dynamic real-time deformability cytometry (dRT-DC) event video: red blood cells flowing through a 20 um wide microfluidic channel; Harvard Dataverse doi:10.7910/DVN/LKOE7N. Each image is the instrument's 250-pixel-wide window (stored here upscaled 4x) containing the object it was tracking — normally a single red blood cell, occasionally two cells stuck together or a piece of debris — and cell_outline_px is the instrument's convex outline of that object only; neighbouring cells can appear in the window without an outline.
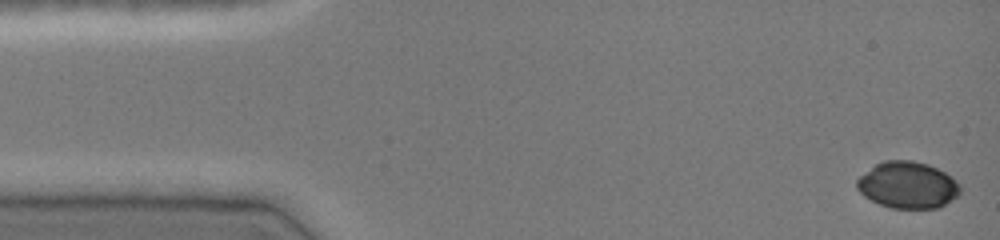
{"species": "common noctule bat (a hibernating species)", "species_latin": "Nyctalus noctula", "temperature_condition": "cold", "stored_images_in_passage": 44, "camera_frame_rate_fps": 3000, "um_per_image_px": 0.085, "animal": {"sex": "female", "body_mass_g": 19.0, "forearm_length_mm": 51.5}, "frame": {"image": 1, "passage_image": 1, "time_ms": 0.0, "image_size_px": [1000, 240], "cell_outline_px": [[960, 192], [956, 196], [940, 208], [892, 208], [880, 204], [864, 196], [856, 188], [856, 180], [860, 176], [876, 164], [884, 160], [912, 160], [928, 164], [944, 172], [956, 180], [960, 184]], "centroid_in_image_um": [77.15, 15.72], "position_along_channel_um": 7.9, "area_um2": 27.98}}
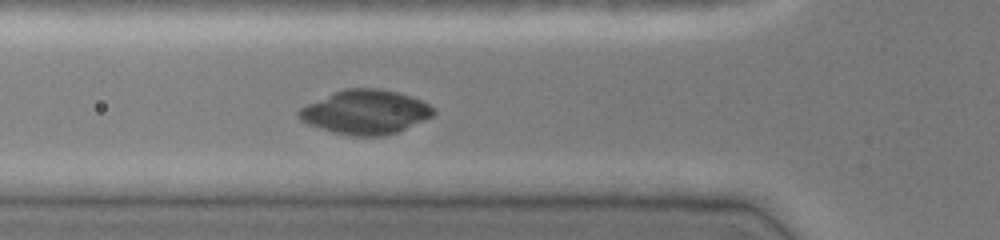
{"frame": {"image": 2, "passage_image": 16, "time_ms": 5.0, "image_size_px": [1000, 240], "cell_outline_px": [[436, 112], [432, 116], [396, 132], [384, 136], [352, 136], [332, 132], [308, 124], [300, 120], [296, 112], [300, 108], [308, 104], [344, 88], [380, 88], [396, 92], [420, 100], [436, 108]], "centroid_in_image_um": [31.05, 9.53], "position_along_channel_um": 94.8, "area_um2": 34.33}}
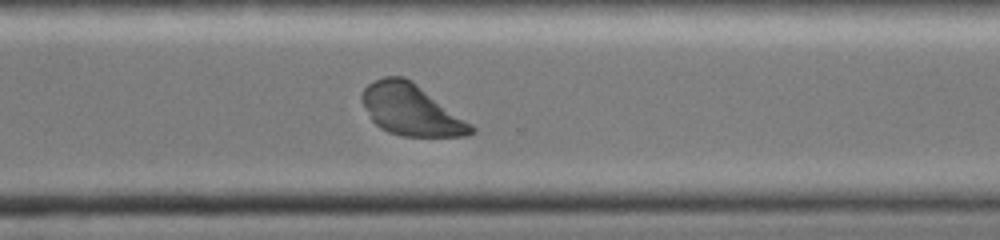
{"frame": {"image": 3, "passage_image": 34, "time_ms": 11.0, "image_size_px": [1000, 240], "cell_outline_px": [[476, 132], [468, 136], [404, 136], [388, 132], [380, 128], [372, 120], [360, 100], [360, 96], [364, 88], [368, 84], [384, 76], [404, 76], [412, 80], [472, 124], [476, 128]], "centroid_in_image_um": [34.94, 9.33], "position_along_channel_um": 335.7, "area_um2": 32.6}}